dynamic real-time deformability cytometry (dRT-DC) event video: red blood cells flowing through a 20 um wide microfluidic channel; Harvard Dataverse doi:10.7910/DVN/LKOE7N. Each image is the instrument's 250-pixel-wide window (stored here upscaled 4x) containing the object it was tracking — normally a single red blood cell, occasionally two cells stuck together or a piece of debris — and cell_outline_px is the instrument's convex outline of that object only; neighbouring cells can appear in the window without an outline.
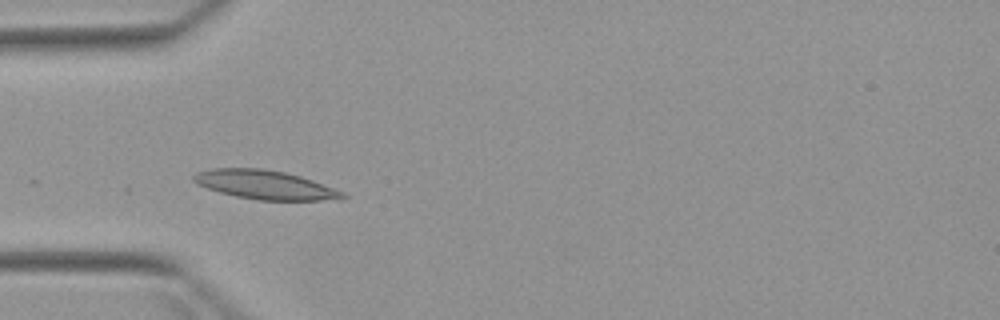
{"species": "Egyptian fruit bat (a non-hibernating species)", "species_latin": "Rousettus aegyptiacus", "temperature_condition": "warm", "stored_images_in_passage": 5, "camera_frame_rate_fps": 3000, "um_per_image_px": 0.085, "animal": {"sex": "female"}, "frame": {"image": 1, "passage_image": 4, "time_ms": 3.667, "image_size_px": [1000, 320], "cell_outline_px": [[348, 196], [340, 200], [256, 200], [236, 196], [220, 192], [196, 184], [192, 180], [192, 176], [196, 172], [212, 168], [260, 168], [284, 172], [300, 176], [312, 180], [344, 192]], "centroid_in_image_um": [22.52, 15.71], "position_along_channel_um": 62.5, "area_um2": 25.14}}
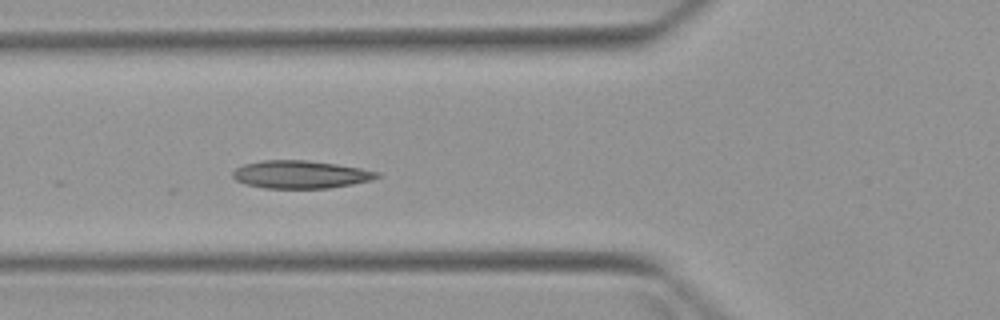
{"frame": {"image": 2, "passage_image": 5, "time_ms": 4.667, "image_size_px": [1000, 320], "cell_outline_px": [[380, 176], [372, 180], [352, 184], [328, 188], [264, 188], [248, 184], [236, 180], [232, 176], [232, 172], [236, 168], [244, 164], [260, 160], [308, 160], [336, 164], [360, 168], [380, 172]], "centroid_in_image_um": [25.55, 14.82], "position_along_channel_um": 100.3, "area_um2": 23.35}}